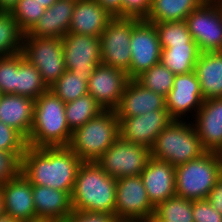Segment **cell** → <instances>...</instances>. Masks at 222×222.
<instances>
[{"label":"cell","instance_id":"obj_21","mask_svg":"<svg viewBox=\"0 0 222 222\" xmlns=\"http://www.w3.org/2000/svg\"><path fill=\"white\" fill-rule=\"evenodd\" d=\"M75 3L74 0H57L26 34L62 39L69 33Z\"/></svg>","mask_w":222,"mask_h":222},{"label":"cell","instance_id":"obj_31","mask_svg":"<svg viewBox=\"0 0 222 222\" xmlns=\"http://www.w3.org/2000/svg\"><path fill=\"white\" fill-rule=\"evenodd\" d=\"M23 35L14 17L0 11V57L21 53Z\"/></svg>","mask_w":222,"mask_h":222},{"label":"cell","instance_id":"obj_10","mask_svg":"<svg viewBox=\"0 0 222 222\" xmlns=\"http://www.w3.org/2000/svg\"><path fill=\"white\" fill-rule=\"evenodd\" d=\"M130 49V69L126 72L130 79H135L160 62L162 48L154 23L133 18Z\"/></svg>","mask_w":222,"mask_h":222},{"label":"cell","instance_id":"obj_3","mask_svg":"<svg viewBox=\"0 0 222 222\" xmlns=\"http://www.w3.org/2000/svg\"><path fill=\"white\" fill-rule=\"evenodd\" d=\"M65 103L50 89L35 99L33 125L27 145L31 147L68 146L71 140Z\"/></svg>","mask_w":222,"mask_h":222},{"label":"cell","instance_id":"obj_16","mask_svg":"<svg viewBox=\"0 0 222 222\" xmlns=\"http://www.w3.org/2000/svg\"><path fill=\"white\" fill-rule=\"evenodd\" d=\"M165 101L166 109L173 120H186L185 117L192 112V116H195L204 101L195 71L176 75Z\"/></svg>","mask_w":222,"mask_h":222},{"label":"cell","instance_id":"obj_18","mask_svg":"<svg viewBox=\"0 0 222 222\" xmlns=\"http://www.w3.org/2000/svg\"><path fill=\"white\" fill-rule=\"evenodd\" d=\"M190 120H193L204 149L217 152L222 146V97L204 100Z\"/></svg>","mask_w":222,"mask_h":222},{"label":"cell","instance_id":"obj_36","mask_svg":"<svg viewBox=\"0 0 222 222\" xmlns=\"http://www.w3.org/2000/svg\"><path fill=\"white\" fill-rule=\"evenodd\" d=\"M17 54L0 57V91L15 94Z\"/></svg>","mask_w":222,"mask_h":222},{"label":"cell","instance_id":"obj_8","mask_svg":"<svg viewBox=\"0 0 222 222\" xmlns=\"http://www.w3.org/2000/svg\"><path fill=\"white\" fill-rule=\"evenodd\" d=\"M151 157V149L119 136L96 162L107 175L120 179L140 176Z\"/></svg>","mask_w":222,"mask_h":222},{"label":"cell","instance_id":"obj_37","mask_svg":"<svg viewBox=\"0 0 222 222\" xmlns=\"http://www.w3.org/2000/svg\"><path fill=\"white\" fill-rule=\"evenodd\" d=\"M24 152L0 150V187L21 173V158Z\"/></svg>","mask_w":222,"mask_h":222},{"label":"cell","instance_id":"obj_46","mask_svg":"<svg viewBox=\"0 0 222 222\" xmlns=\"http://www.w3.org/2000/svg\"><path fill=\"white\" fill-rule=\"evenodd\" d=\"M0 222H19V221L12 219L7 214H3L0 216Z\"/></svg>","mask_w":222,"mask_h":222},{"label":"cell","instance_id":"obj_41","mask_svg":"<svg viewBox=\"0 0 222 222\" xmlns=\"http://www.w3.org/2000/svg\"><path fill=\"white\" fill-rule=\"evenodd\" d=\"M123 1V17L146 19L150 9L152 0H122Z\"/></svg>","mask_w":222,"mask_h":222},{"label":"cell","instance_id":"obj_52","mask_svg":"<svg viewBox=\"0 0 222 222\" xmlns=\"http://www.w3.org/2000/svg\"><path fill=\"white\" fill-rule=\"evenodd\" d=\"M207 2H214V3H217L218 1L220 0H206Z\"/></svg>","mask_w":222,"mask_h":222},{"label":"cell","instance_id":"obj_39","mask_svg":"<svg viewBox=\"0 0 222 222\" xmlns=\"http://www.w3.org/2000/svg\"><path fill=\"white\" fill-rule=\"evenodd\" d=\"M194 222H222V214L207 199L193 200Z\"/></svg>","mask_w":222,"mask_h":222},{"label":"cell","instance_id":"obj_14","mask_svg":"<svg viewBox=\"0 0 222 222\" xmlns=\"http://www.w3.org/2000/svg\"><path fill=\"white\" fill-rule=\"evenodd\" d=\"M130 78L119 69L99 64L87 81L88 93L105 110H114L122 98Z\"/></svg>","mask_w":222,"mask_h":222},{"label":"cell","instance_id":"obj_27","mask_svg":"<svg viewBox=\"0 0 222 222\" xmlns=\"http://www.w3.org/2000/svg\"><path fill=\"white\" fill-rule=\"evenodd\" d=\"M206 0H152L145 19L151 23L184 21L189 14Z\"/></svg>","mask_w":222,"mask_h":222},{"label":"cell","instance_id":"obj_33","mask_svg":"<svg viewBox=\"0 0 222 222\" xmlns=\"http://www.w3.org/2000/svg\"><path fill=\"white\" fill-rule=\"evenodd\" d=\"M175 74L161 62L142 72L135 80L144 88L166 97L173 87Z\"/></svg>","mask_w":222,"mask_h":222},{"label":"cell","instance_id":"obj_13","mask_svg":"<svg viewBox=\"0 0 222 222\" xmlns=\"http://www.w3.org/2000/svg\"><path fill=\"white\" fill-rule=\"evenodd\" d=\"M62 44L65 67L71 73L91 75L102 64L99 37L69 32Z\"/></svg>","mask_w":222,"mask_h":222},{"label":"cell","instance_id":"obj_49","mask_svg":"<svg viewBox=\"0 0 222 222\" xmlns=\"http://www.w3.org/2000/svg\"><path fill=\"white\" fill-rule=\"evenodd\" d=\"M26 222H55V221H52L50 219L36 218V219L26 221Z\"/></svg>","mask_w":222,"mask_h":222},{"label":"cell","instance_id":"obj_7","mask_svg":"<svg viewBox=\"0 0 222 222\" xmlns=\"http://www.w3.org/2000/svg\"><path fill=\"white\" fill-rule=\"evenodd\" d=\"M21 53L40 72L48 88L66 71L61 38L35 37L25 33Z\"/></svg>","mask_w":222,"mask_h":222},{"label":"cell","instance_id":"obj_51","mask_svg":"<svg viewBox=\"0 0 222 222\" xmlns=\"http://www.w3.org/2000/svg\"><path fill=\"white\" fill-rule=\"evenodd\" d=\"M217 4H218L220 10L222 11V0L218 1Z\"/></svg>","mask_w":222,"mask_h":222},{"label":"cell","instance_id":"obj_45","mask_svg":"<svg viewBox=\"0 0 222 222\" xmlns=\"http://www.w3.org/2000/svg\"><path fill=\"white\" fill-rule=\"evenodd\" d=\"M39 4L44 5L45 9L50 8L57 0H36Z\"/></svg>","mask_w":222,"mask_h":222},{"label":"cell","instance_id":"obj_23","mask_svg":"<svg viewBox=\"0 0 222 222\" xmlns=\"http://www.w3.org/2000/svg\"><path fill=\"white\" fill-rule=\"evenodd\" d=\"M112 18L96 1L78 0L74 5L69 32L100 37Z\"/></svg>","mask_w":222,"mask_h":222},{"label":"cell","instance_id":"obj_19","mask_svg":"<svg viewBox=\"0 0 222 222\" xmlns=\"http://www.w3.org/2000/svg\"><path fill=\"white\" fill-rule=\"evenodd\" d=\"M140 176L154 207L176 195L175 166L170 163L151 157Z\"/></svg>","mask_w":222,"mask_h":222},{"label":"cell","instance_id":"obj_9","mask_svg":"<svg viewBox=\"0 0 222 222\" xmlns=\"http://www.w3.org/2000/svg\"><path fill=\"white\" fill-rule=\"evenodd\" d=\"M154 209L141 176L117 179L114 214L120 222H145Z\"/></svg>","mask_w":222,"mask_h":222},{"label":"cell","instance_id":"obj_40","mask_svg":"<svg viewBox=\"0 0 222 222\" xmlns=\"http://www.w3.org/2000/svg\"><path fill=\"white\" fill-rule=\"evenodd\" d=\"M64 222H120L114 213L73 211Z\"/></svg>","mask_w":222,"mask_h":222},{"label":"cell","instance_id":"obj_1","mask_svg":"<svg viewBox=\"0 0 222 222\" xmlns=\"http://www.w3.org/2000/svg\"><path fill=\"white\" fill-rule=\"evenodd\" d=\"M83 161L68 147L28 146L21 158V173L32 185L65 191L70 196Z\"/></svg>","mask_w":222,"mask_h":222},{"label":"cell","instance_id":"obj_47","mask_svg":"<svg viewBox=\"0 0 222 222\" xmlns=\"http://www.w3.org/2000/svg\"><path fill=\"white\" fill-rule=\"evenodd\" d=\"M5 214V209H4V200H3V195L1 192V188H0V216Z\"/></svg>","mask_w":222,"mask_h":222},{"label":"cell","instance_id":"obj_15","mask_svg":"<svg viewBox=\"0 0 222 222\" xmlns=\"http://www.w3.org/2000/svg\"><path fill=\"white\" fill-rule=\"evenodd\" d=\"M117 118L122 139L149 149L153 147L158 134L173 120L167 110H154L139 116Z\"/></svg>","mask_w":222,"mask_h":222},{"label":"cell","instance_id":"obj_29","mask_svg":"<svg viewBox=\"0 0 222 222\" xmlns=\"http://www.w3.org/2000/svg\"><path fill=\"white\" fill-rule=\"evenodd\" d=\"M104 110L89 93L74 101L65 103V116L70 131L73 132L83 126Z\"/></svg>","mask_w":222,"mask_h":222},{"label":"cell","instance_id":"obj_28","mask_svg":"<svg viewBox=\"0 0 222 222\" xmlns=\"http://www.w3.org/2000/svg\"><path fill=\"white\" fill-rule=\"evenodd\" d=\"M48 90L36 67L30 64L22 53H17L15 94L35 100Z\"/></svg>","mask_w":222,"mask_h":222},{"label":"cell","instance_id":"obj_42","mask_svg":"<svg viewBox=\"0 0 222 222\" xmlns=\"http://www.w3.org/2000/svg\"><path fill=\"white\" fill-rule=\"evenodd\" d=\"M207 200L213 208L222 214V177L216 182L215 186L210 191Z\"/></svg>","mask_w":222,"mask_h":222},{"label":"cell","instance_id":"obj_50","mask_svg":"<svg viewBox=\"0 0 222 222\" xmlns=\"http://www.w3.org/2000/svg\"><path fill=\"white\" fill-rule=\"evenodd\" d=\"M220 162L222 163V146L219 148V150L216 152Z\"/></svg>","mask_w":222,"mask_h":222},{"label":"cell","instance_id":"obj_25","mask_svg":"<svg viewBox=\"0 0 222 222\" xmlns=\"http://www.w3.org/2000/svg\"><path fill=\"white\" fill-rule=\"evenodd\" d=\"M195 73L204 100L222 97V51L200 53Z\"/></svg>","mask_w":222,"mask_h":222},{"label":"cell","instance_id":"obj_48","mask_svg":"<svg viewBox=\"0 0 222 222\" xmlns=\"http://www.w3.org/2000/svg\"><path fill=\"white\" fill-rule=\"evenodd\" d=\"M145 222H165L159 219L155 214H153L150 218H148Z\"/></svg>","mask_w":222,"mask_h":222},{"label":"cell","instance_id":"obj_32","mask_svg":"<svg viewBox=\"0 0 222 222\" xmlns=\"http://www.w3.org/2000/svg\"><path fill=\"white\" fill-rule=\"evenodd\" d=\"M154 214L165 222H194L193 201L175 195L158 204Z\"/></svg>","mask_w":222,"mask_h":222},{"label":"cell","instance_id":"obj_26","mask_svg":"<svg viewBox=\"0 0 222 222\" xmlns=\"http://www.w3.org/2000/svg\"><path fill=\"white\" fill-rule=\"evenodd\" d=\"M200 53L197 43L192 40L190 43L162 48L160 62L175 75L185 74L195 71Z\"/></svg>","mask_w":222,"mask_h":222},{"label":"cell","instance_id":"obj_30","mask_svg":"<svg viewBox=\"0 0 222 222\" xmlns=\"http://www.w3.org/2000/svg\"><path fill=\"white\" fill-rule=\"evenodd\" d=\"M90 76L66 70L49 89L64 103H68L88 93L87 81Z\"/></svg>","mask_w":222,"mask_h":222},{"label":"cell","instance_id":"obj_20","mask_svg":"<svg viewBox=\"0 0 222 222\" xmlns=\"http://www.w3.org/2000/svg\"><path fill=\"white\" fill-rule=\"evenodd\" d=\"M114 110L117 117H133L149 111L167 109L164 96L144 88L135 79H130Z\"/></svg>","mask_w":222,"mask_h":222},{"label":"cell","instance_id":"obj_44","mask_svg":"<svg viewBox=\"0 0 222 222\" xmlns=\"http://www.w3.org/2000/svg\"><path fill=\"white\" fill-rule=\"evenodd\" d=\"M18 0H0V11L9 12Z\"/></svg>","mask_w":222,"mask_h":222},{"label":"cell","instance_id":"obj_5","mask_svg":"<svg viewBox=\"0 0 222 222\" xmlns=\"http://www.w3.org/2000/svg\"><path fill=\"white\" fill-rule=\"evenodd\" d=\"M120 136L115 110H104L72 132L68 147L83 161H96Z\"/></svg>","mask_w":222,"mask_h":222},{"label":"cell","instance_id":"obj_17","mask_svg":"<svg viewBox=\"0 0 222 222\" xmlns=\"http://www.w3.org/2000/svg\"><path fill=\"white\" fill-rule=\"evenodd\" d=\"M1 188L5 214L19 222L36 219L32 184L20 173Z\"/></svg>","mask_w":222,"mask_h":222},{"label":"cell","instance_id":"obj_38","mask_svg":"<svg viewBox=\"0 0 222 222\" xmlns=\"http://www.w3.org/2000/svg\"><path fill=\"white\" fill-rule=\"evenodd\" d=\"M26 139L14 128L0 122V150L6 152H25Z\"/></svg>","mask_w":222,"mask_h":222},{"label":"cell","instance_id":"obj_35","mask_svg":"<svg viewBox=\"0 0 222 222\" xmlns=\"http://www.w3.org/2000/svg\"><path fill=\"white\" fill-rule=\"evenodd\" d=\"M44 5L36 0H18L9 13L17 21L19 29L25 34L45 13Z\"/></svg>","mask_w":222,"mask_h":222},{"label":"cell","instance_id":"obj_22","mask_svg":"<svg viewBox=\"0 0 222 222\" xmlns=\"http://www.w3.org/2000/svg\"><path fill=\"white\" fill-rule=\"evenodd\" d=\"M34 106V99L17 94H2L0 122L14 128L27 140L33 125Z\"/></svg>","mask_w":222,"mask_h":222},{"label":"cell","instance_id":"obj_2","mask_svg":"<svg viewBox=\"0 0 222 222\" xmlns=\"http://www.w3.org/2000/svg\"><path fill=\"white\" fill-rule=\"evenodd\" d=\"M117 179L107 175L96 161L82 162L71 193L73 211L114 213Z\"/></svg>","mask_w":222,"mask_h":222},{"label":"cell","instance_id":"obj_4","mask_svg":"<svg viewBox=\"0 0 222 222\" xmlns=\"http://www.w3.org/2000/svg\"><path fill=\"white\" fill-rule=\"evenodd\" d=\"M204 149L193 122L172 120L156 137L151 156L173 166L201 157Z\"/></svg>","mask_w":222,"mask_h":222},{"label":"cell","instance_id":"obj_24","mask_svg":"<svg viewBox=\"0 0 222 222\" xmlns=\"http://www.w3.org/2000/svg\"><path fill=\"white\" fill-rule=\"evenodd\" d=\"M32 192L37 218L64 222L73 212L71 196L65 191L32 185Z\"/></svg>","mask_w":222,"mask_h":222},{"label":"cell","instance_id":"obj_34","mask_svg":"<svg viewBox=\"0 0 222 222\" xmlns=\"http://www.w3.org/2000/svg\"><path fill=\"white\" fill-rule=\"evenodd\" d=\"M154 25L158 32L161 48L190 43L193 40L185 20L160 22L154 23Z\"/></svg>","mask_w":222,"mask_h":222},{"label":"cell","instance_id":"obj_6","mask_svg":"<svg viewBox=\"0 0 222 222\" xmlns=\"http://www.w3.org/2000/svg\"><path fill=\"white\" fill-rule=\"evenodd\" d=\"M222 177V163L216 152L175 166L176 196L188 200L207 199L216 182Z\"/></svg>","mask_w":222,"mask_h":222},{"label":"cell","instance_id":"obj_43","mask_svg":"<svg viewBox=\"0 0 222 222\" xmlns=\"http://www.w3.org/2000/svg\"><path fill=\"white\" fill-rule=\"evenodd\" d=\"M99 3L111 16L123 17L122 0H94Z\"/></svg>","mask_w":222,"mask_h":222},{"label":"cell","instance_id":"obj_11","mask_svg":"<svg viewBox=\"0 0 222 222\" xmlns=\"http://www.w3.org/2000/svg\"><path fill=\"white\" fill-rule=\"evenodd\" d=\"M132 29L133 18L113 17L109 21L99 37L102 64L125 72L130 69Z\"/></svg>","mask_w":222,"mask_h":222},{"label":"cell","instance_id":"obj_12","mask_svg":"<svg viewBox=\"0 0 222 222\" xmlns=\"http://www.w3.org/2000/svg\"><path fill=\"white\" fill-rule=\"evenodd\" d=\"M199 51H222V11L217 3L205 1L185 19Z\"/></svg>","mask_w":222,"mask_h":222}]
</instances>
